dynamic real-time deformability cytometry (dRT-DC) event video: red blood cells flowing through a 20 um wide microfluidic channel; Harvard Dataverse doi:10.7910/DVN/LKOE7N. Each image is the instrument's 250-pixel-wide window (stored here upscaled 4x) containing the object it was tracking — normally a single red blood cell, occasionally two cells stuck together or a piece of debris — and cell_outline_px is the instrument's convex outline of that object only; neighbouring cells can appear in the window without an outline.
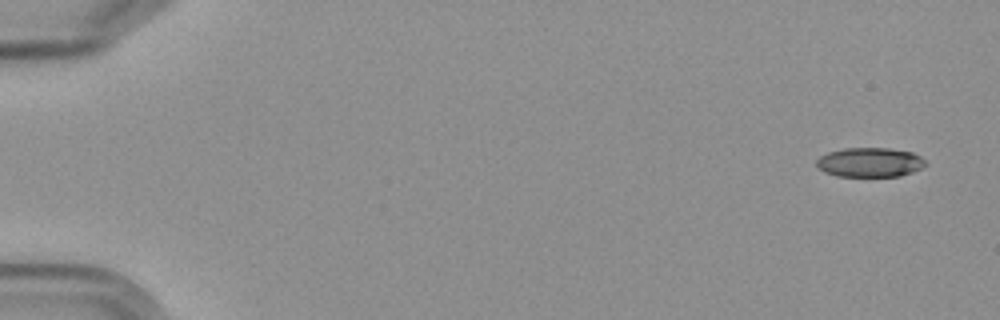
{"species": "Egyptian fruit bat (a non-hibernating species)", "species_latin": "Rousettus aegyptiacus", "temperature_condition": "cold", "stored_images_in_passage": 5, "camera_frame_rate_fps": 3000, "um_per_image_px": 0.085, "frame": {"image": 1, "passage_image": 1, "time_ms": 0.0, "image_size_px": [1000, 320], "cell_outline_px": [[928, 164], [912, 172], [900, 176], [836, 176], [824, 172], [816, 168], [816, 160], [820, 156], [828, 152], [844, 148], [888, 148], [912, 152], [920, 156]], "centroid_in_image_um": [73.9, 13.8], "position_along_channel_um": 11.1, "area_um2": 18.79}}